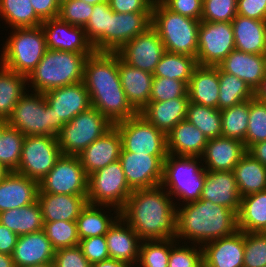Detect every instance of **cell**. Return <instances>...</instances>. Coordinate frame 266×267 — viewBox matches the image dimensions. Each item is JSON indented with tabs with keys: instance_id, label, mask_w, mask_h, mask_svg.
I'll return each instance as SVG.
<instances>
[{
	"instance_id": "cell-24",
	"label": "cell",
	"mask_w": 266,
	"mask_h": 267,
	"mask_svg": "<svg viewBox=\"0 0 266 267\" xmlns=\"http://www.w3.org/2000/svg\"><path fill=\"white\" fill-rule=\"evenodd\" d=\"M224 72L243 80L254 92L266 74V54L234 49L219 65Z\"/></svg>"
},
{
	"instance_id": "cell-17",
	"label": "cell",
	"mask_w": 266,
	"mask_h": 267,
	"mask_svg": "<svg viewBox=\"0 0 266 267\" xmlns=\"http://www.w3.org/2000/svg\"><path fill=\"white\" fill-rule=\"evenodd\" d=\"M43 94L47 104L56 114V122L61 127L91 107L89 93L83 81L55 88Z\"/></svg>"
},
{
	"instance_id": "cell-52",
	"label": "cell",
	"mask_w": 266,
	"mask_h": 267,
	"mask_svg": "<svg viewBox=\"0 0 266 267\" xmlns=\"http://www.w3.org/2000/svg\"><path fill=\"white\" fill-rule=\"evenodd\" d=\"M237 15V0H203L201 21L232 22Z\"/></svg>"
},
{
	"instance_id": "cell-25",
	"label": "cell",
	"mask_w": 266,
	"mask_h": 267,
	"mask_svg": "<svg viewBox=\"0 0 266 267\" xmlns=\"http://www.w3.org/2000/svg\"><path fill=\"white\" fill-rule=\"evenodd\" d=\"M39 182L11 171L0 181V213L38 200Z\"/></svg>"
},
{
	"instance_id": "cell-15",
	"label": "cell",
	"mask_w": 266,
	"mask_h": 267,
	"mask_svg": "<svg viewBox=\"0 0 266 267\" xmlns=\"http://www.w3.org/2000/svg\"><path fill=\"white\" fill-rule=\"evenodd\" d=\"M166 157L135 154L122 149L119 161L129 187L137 190L160 186Z\"/></svg>"
},
{
	"instance_id": "cell-32",
	"label": "cell",
	"mask_w": 266,
	"mask_h": 267,
	"mask_svg": "<svg viewBox=\"0 0 266 267\" xmlns=\"http://www.w3.org/2000/svg\"><path fill=\"white\" fill-rule=\"evenodd\" d=\"M167 152L176 156H199L204 153L208 139L187 119L179 122L167 135Z\"/></svg>"
},
{
	"instance_id": "cell-7",
	"label": "cell",
	"mask_w": 266,
	"mask_h": 267,
	"mask_svg": "<svg viewBox=\"0 0 266 267\" xmlns=\"http://www.w3.org/2000/svg\"><path fill=\"white\" fill-rule=\"evenodd\" d=\"M0 56V65L26 77L35 69L47 51L41 26L13 28Z\"/></svg>"
},
{
	"instance_id": "cell-63",
	"label": "cell",
	"mask_w": 266,
	"mask_h": 267,
	"mask_svg": "<svg viewBox=\"0 0 266 267\" xmlns=\"http://www.w3.org/2000/svg\"><path fill=\"white\" fill-rule=\"evenodd\" d=\"M254 97L266 103V74L259 87L254 91Z\"/></svg>"
},
{
	"instance_id": "cell-22",
	"label": "cell",
	"mask_w": 266,
	"mask_h": 267,
	"mask_svg": "<svg viewBox=\"0 0 266 267\" xmlns=\"http://www.w3.org/2000/svg\"><path fill=\"white\" fill-rule=\"evenodd\" d=\"M247 153L244 142L228 137L208 139L202 157L206 171H233L235 165Z\"/></svg>"
},
{
	"instance_id": "cell-26",
	"label": "cell",
	"mask_w": 266,
	"mask_h": 267,
	"mask_svg": "<svg viewBox=\"0 0 266 267\" xmlns=\"http://www.w3.org/2000/svg\"><path fill=\"white\" fill-rule=\"evenodd\" d=\"M118 71L127 101L140 113L150 102L153 73L128 65L119 55Z\"/></svg>"
},
{
	"instance_id": "cell-53",
	"label": "cell",
	"mask_w": 266,
	"mask_h": 267,
	"mask_svg": "<svg viewBox=\"0 0 266 267\" xmlns=\"http://www.w3.org/2000/svg\"><path fill=\"white\" fill-rule=\"evenodd\" d=\"M179 241L171 246L168 267H203L202 246H180Z\"/></svg>"
},
{
	"instance_id": "cell-62",
	"label": "cell",
	"mask_w": 266,
	"mask_h": 267,
	"mask_svg": "<svg viewBox=\"0 0 266 267\" xmlns=\"http://www.w3.org/2000/svg\"><path fill=\"white\" fill-rule=\"evenodd\" d=\"M91 267H130V266L124 262L117 261L113 258H108L101 262L92 264Z\"/></svg>"
},
{
	"instance_id": "cell-31",
	"label": "cell",
	"mask_w": 266,
	"mask_h": 267,
	"mask_svg": "<svg viewBox=\"0 0 266 267\" xmlns=\"http://www.w3.org/2000/svg\"><path fill=\"white\" fill-rule=\"evenodd\" d=\"M189 102L188 97L149 102L139 114L167 135L179 122L186 119Z\"/></svg>"
},
{
	"instance_id": "cell-39",
	"label": "cell",
	"mask_w": 266,
	"mask_h": 267,
	"mask_svg": "<svg viewBox=\"0 0 266 267\" xmlns=\"http://www.w3.org/2000/svg\"><path fill=\"white\" fill-rule=\"evenodd\" d=\"M197 65L196 58L193 56L165 51L156 65L153 77L176 79L184 81L188 85Z\"/></svg>"
},
{
	"instance_id": "cell-64",
	"label": "cell",
	"mask_w": 266,
	"mask_h": 267,
	"mask_svg": "<svg viewBox=\"0 0 266 267\" xmlns=\"http://www.w3.org/2000/svg\"><path fill=\"white\" fill-rule=\"evenodd\" d=\"M0 267H16L12 255L0 253Z\"/></svg>"
},
{
	"instance_id": "cell-41",
	"label": "cell",
	"mask_w": 266,
	"mask_h": 267,
	"mask_svg": "<svg viewBox=\"0 0 266 267\" xmlns=\"http://www.w3.org/2000/svg\"><path fill=\"white\" fill-rule=\"evenodd\" d=\"M253 97L254 92L243 80L224 72L219 67V99L217 108L220 111L250 100Z\"/></svg>"
},
{
	"instance_id": "cell-49",
	"label": "cell",
	"mask_w": 266,
	"mask_h": 267,
	"mask_svg": "<svg viewBox=\"0 0 266 267\" xmlns=\"http://www.w3.org/2000/svg\"><path fill=\"white\" fill-rule=\"evenodd\" d=\"M266 266V232H244L243 267Z\"/></svg>"
},
{
	"instance_id": "cell-59",
	"label": "cell",
	"mask_w": 266,
	"mask_h": 267,
	"mask_svg": "<svg viewBox=\"0 0 266 267\" xmlns=\"http://www.w3.org/2000/svg\"><path fill=\"white\" fill-rule=\"evenodd\" d=\"M36 15L42 20L57 18L60 3L57 0H30Z\"/></svg>"
},
{
	"instance_id": "cell-36",
	"label": "cell",
	"mask_w": 266,
	"mask_h": 267,
	"mask_svg": "<svg viewBox=\"0 0 266 267\" xmlns=\"http://www.w3.org/2000/svg\"><path fill=\"white\" fill-rule=\"evenodd\" d=\"M0 223L18 236L43 230L42 210L38 200L21 208L1 212Z\"/></svg>"
},
{
	"instance_id": "cell-5",
	"label": "cell",
	"mask_w": 266,
	"mask_h": 267,
	"mask_svg": "<svg viewBox=\"0 0 266 267\" xmlns=\"http://www.w3.org/2000/svg\"><path fill=\"white\" fill-rule=\"evenodd\" d=\"M200 23L201 20L169 10L160 0L154 1L151 26L160 36L165 51L196 58Z\"/></svg>"
},
{
	"instance_id": "cell-40",
	"label": "cell",
	"mask_w": 266,
	"mask_h": 267,
	"mask_svg": "<svg viewBox=\"0 0 266 267\" xmlns=\"http://www.w3.org/2000/svg\"><path fill=\"white\" fill-rule=\"evenodd\" d=\"M0 17L13 28L41 26L30 0H0Z\"/></svg>"
},
{
	"instance_id": "cell-69",
	"label": "cell",
	"mask_w": 266,
	"mask_h": 267,
	"mask_svg": "<svg viewBox=\"0 0 266 267\" xmlns=\"http://www.w3.org/2000/svg\"><path fill=\"white\" fill-rule=\"evenodd\" d=\"M59 3H62V2H64V1H66V0H57Z\"/></svg>"
},
{
	"instance_id": "cell-46",
	"label": "cell",
	"mask_w": 266,
	"mask_h": 267,
	"mask_svg": "<svg viewBox=\"0 0 266 267\" xmlns=\"http://www.w3.org/2000/svg\"><path fill=\"white\" fill-rule=\"evenodd\" d=\"M24 138L22 132L9 125L3 130L0 139V163L10 171L18 169Z\"/></svg>"
},
{
	"instance_id": "cell-1",
	"label": "cell",
	"mask_w": 266,
	"mask_h": 267,
	"mask_svg": "<svg viewBox=\"0 0 266 267\" xmlns=\"http://www.w3.org/2000/svg\"><path fill=\"white\" fill-rule=\"evenodd\" d=\"M83 83L88 90L91 107L112 124L137 114L121 86L117 53L94 52L88 56L84 64Z\"/></svg>"
},
{
	"instance_id": "cell-30",
	"label": "cell",
	"mask_w": 266,
	"mask_h": 267,
	"mask_svg": "<svg viewBox=\"0 0 266 267\" xmlns=\"http://www.w3.org/2000/svg\"><path fill=\"white\" fill-rule=\"evenodd\" d=\"M187 94L192 103L217 108L219 99V66L197 65L189 80Z\"/></svg>"
},
{
	"instance_id": "cell-28",
	"label": "cell",
	"mask_w": 266,
	"mask_h": 267,
	"mask_svg": "<svg viewBox=\"0 0 266 267\" xmlns=\"http://www.w3.org/2000/svg\"><path fill=\"white\" fill-rule=\"evenodd\" d=\"M201 200L223 205L236 213L240 208L239 194L233 171H206Z\"/></svg>"
},
{
	"instance_id": "cell-47",
	"label": "cell",
	"mask_w": 266,
	"mask_h": 267,
	"mask_svg": "<svg viewBox=\"0 0 266 267\" xmlns=\"http://www.w3.org/2000/svg\"><path fill=\"white\" fill-rule=\"evenodd\" d=\"M43 230L55 250L79 245L76 221L43 222Z\"/></svg>"
},
{
	"instance_id": "cell-67",
	"label": "cell",
	"mask_w": 266,
	"mask_h": 267,
	"mask_svg": "<svg viewBox=\"0 0 266 267\" xmlns=\"http://www.w3.org/2000/svg\"><path fill=\"white\" fill-rule=\"evenodd\" d=\"M88 4H91V5H96V4H100V3H103V2H108V0H82Z\"/></svg>"
},
{
	"instance_id": "cell-23",
	"label": "cell",
	"mask_w": 266,
	"mask_h": 267,
	"mask_svg": "<svg viewBox=\"0 0 266 267\" xmlns=\"http://www.w3.org/2000/svg\"><path fill=\"white\" fill-rule=\"evenodd\" d=\"M105 237L109 257L135 267L142 240L121 216L110 227Z\"/></svg>"
},
{
	"instance_id": "cell-42",
	"label": "cell",
	"mask_w": 266,
	"mask_h": 267,
	"mask_svg": "<svg viewBox=\"0 0 266 267\" xmlns=\"http://www.w3.org/2000/svg\"><path fill=\"white\" fill-rule=\"evenodd\" d=\"M186 119L198 128L207 139L222 136V120L218 108L189 102Z\"/></svg>"
},
{
	"instance_id": "cell-68",
	"label": "cell",
	"mask_w": 266,
	"mask_h": 267,
	"mask_svg": "<svg viewBox=\"0 0 266 267\" xmlns=\"http://www.w3.org/2000/svg\"><path fill=\"white\" fill-rule=\"evenodd\" d=\"M28 267H54V264H53V262H50V263L37 264V265H33V266H28Z\"/></svg>"
},
{
	"instance_id": "cell-44",
	"label": "cell",
	"mask_w": 266,
	"mask_h": 267,
	"mask_svg": "<svg viewBox=\"0 0 266 267\" xmlns=\"http://www.w3.org/2000/svg\"><path fill=\"white\" fill-rule=\"evenodd\" d=\"M176 241V238L141 241L135 267H168L170 249Z\"/></svg>"
},
{
	"instance_id": "cell-34",
	"label": "cell",
	"mask_w": 266,
	"mask_h": 267,
	"mask_svg": "<svg viewBox=\"0 0 266 267\" xmlns=\"http://www.w3.org/2000/svg\"><path fill=\"white\" fill-rule=\"evenodd\" d=\"M237 227L243 232H266V190L241 197Z\"/></svg>"
},
{
	"instance_id": "cell-43",
	"label": "cell",
	"mask_w": 266,
	"mask_h": 267,
	"mask_svg": "<svg viewBox=\"0 0 266 267\" xmlns=\"http://www.w3.org/2000/svg\"><path fill=\"white\" fill-rule=\"evenodd\" d=\"M250 100L220 111L222 136L244 141L249 120Z\"/></svg>"
},
{
	"instance_id": "cell-66",
	"label": "cell",
	"mask_w": 266,
	"mask_h": 267,
	"mask_svg": "<svg viewBox=\"0 0 266 267\" xmlns=\"http://www.w3.org/2000/svg\"><path fill=\"white\" fill-rule=\"evenodd\" d=\"M8 126L6 120H0V139L2 137L3 130Z\"/></svg>"
},
{
	"instance_id": "cell-38",
	"label": "cell",
	"mask_w": 266,
	"mask_h": 267,
	"mask_svg": "<svg viewBox=\"0 0 266 267\" xmlns=\"http://www.w3.org/2000/svg\"><path fill=\"white\" fill-rule=\"evenodd\" d=\"M0 66V120L7 121L14 106L29 90L25 87L27 85L26 76Z\"/></svg>"
},
{
	"instance_id": "cell-48",
	"label": "cell",
	"mask_w": 266,
	"mask_h": 267,
	"mask_svg": "<svg viewBox=\"0 0 266 267\" xmlns=\"http://www.w3.org/2000/svg\"><path fill=\"white\" fill-rule=\"evenodd\" d=\"M266 141V103L255 97L250 99L249 120L244 142L246 149Z\"/></svg>"
},
{
	"instance_id": "cell-20",
	"label": "cell",
	"mask_w": 266,
	"mask_h": 267,
	"mask_svg": "<svg viewBox=\"0 0 266 267\" xmlns=\"http://www.w3.org/2000/svg\"><path fill=\"white\" fill-rule=\"evenodd\" d=\"M203 267H243L244 232L215 239L202 246Z\"/></svg>"
},
{
	"instance_id": "cell-2",
	"label": "cell",
	"mask_w": 266,
	"mask_h": 267,
	"mask_svg": "<svg viewBox=\"0 0 266 267\" xmlns=\"http://www.w3.org/2000/svg\"><path fill=\"white\" fill-rule=\"evenodd\" d=\"M160 185L133 190L120 216L143 240L176 238V202Z\"/></svg>"
},
{
	"instance_id": "cell-21",
	"label": "cell",
	"mask_w": 266,
	"mask_h": 267,
	"mask_svg": "<svg viewBox=\"0 0 266 267\" xmlns=\"http://www.w3.org/2000/svg\"><path fill=\"white\" fill-rule=\"evenodd\" d=\"M122 140L118 129L113 125L105 134L96 139L79 155L83 169L89 176L98 169L119 160Z\"/></svg>"
},
{
	"instance_id": "cell-12",
	"label": "cell",
	"mask_w": 266,
	"mask_h": 267,
	"mask_svg": "<svg viewBox=\"0 0 266 267\" xmlns=\"http://www.w3.org/2000/svg\"><path fill=\"white\" fill-rule=\"evenodd\" d=\"M61 156L57 137L25 136L20 164L15 172L40 182Z\"/></svg>"
},
{
	"instance_id": "cell-61",
	"label": "cell",
	"mask_w": 266,
	"mask_h": 267,
	"mask_svg": "<svg viewBox=\"0 0 266 267\" xmlns=\"http://www.w3.org/2000/svg\"><path fill=\"white\" fill-rule=\"evenodd\" d=\"M247 153L266 167V141L251 145Z\"/></svg>"
},
{
	"instance_id": "cell-60",
	"label": "cell",
	"mask_w": 266,
	"mask_h": 267,
	"mask_svg": "<svg viewBox=\"0 0 266 267\" xmlns=\"http://www.w3.org/2000/svg\"><path fill=\"white\" fill-rule=\"evenodd\" d=\"M18 235L0 223V253L12 255Z\"/></svg>"
},
{
	"instance_id": "cell-50",
	"label": "cell",
	"mask_w": 266,
	"mask_h": 267,
	"mask_svg": "<svg viewBox=\"0 0 266 267\" xmlns=\"http://www.w3.org/2000/svg\"><path fill=\"white\" fill-rule=\"evenodd\" d=\"M187 87L188 85L184 81L166 77H153L150 102L188 97Z\"/></svg>"
},
{
	"instance_id": "cell-35",
	"label": "cell",
	"mask_w": 266,
	"mask_h": 267,
	"mask_svg": "<svg viewBox=\"0 0 266 267\" xmlns=\"http://www.w3.org/2000/svg\"><path fill=\"white\" fill-rule=\"evenodd\" d=\"M233 172L241 197L266 190V167L249 153L239 160Z\"/></svg>"
},
{
	"instance_id": "cell-54",
	"label": "cell",
	"mask_w": 266,
	"mask_h": 267,
	"mask_svg": "<svg viewBox=\"0 0 266 267\" xmlns=\"http://www.w3.org/2000/svg\"><path fill=\"white\" fill-rule=\"evenodd\" d=\"M78 246L91 265L110 258L105 235L81 239Z\"/></svg>"
},
{
	"instance_id": "cell-13",
	"label": "cell",
	"mask_w": 266,
	"mask_h": 267,
	"mask_svg": "<svg viewBox=\"0 0 266 267\" xmlns=\"http://www.w3.org/2000/svg\"><path fill=\"white\" fill-rule=\"evenodd\" d=\"M88 175L78 155H63L39 182L38 193L87 196Z\"/></svg>"
},
{
	"instance_id": "cell-11",
	"label": "cell",
	"mask_w": 266,
	"mask_h": 267,
	"mask_svg": "<svg viewBox=\"0 0 266 267\" xmlns=\"http://www.w3.org/2000/svg\"><path fill=\"white\" fill-rule=\"evenodd\" d=\"M113 125L121 136L124 151L152 156L168 155L166 134L139 113Z\"/></svg>"
},
{
	"instance_id": "cell-16",
	"label": "cell",
	"mask_w": 266,
	"mask_h": 267,
	"mask_svg": "<svg viewBox=\"0 0 266 267\" xmlns=\"http://www.w3.org/2000/svg\"><path fill=\"white\" fill-rule=\"evenodd\" d=\"M164 52L165 48L160 36L150 26L116 53L128 65L153 73Z\"/></svg>"
},
{
	"instance_id": "cell-37",
	"label": "cell",
	"mask_w": 266,
	"mask_h": 267,
	"mask_svg": "<svg viewBox=\"0 0 266 267\" xmlns=\"http://www.w3.org/2000/svg\"><path fill=\"white\" fill-rule=\"evenodd\" d=\"M110 207L111 206L93 205L87 203L76 219L77 233L80 240L84 238L105 235L108 232L110 227L120 217V215L113 217V213L110 215L106 214V212H109L105 211L104 209L106 208L107 210Z\"/></svg>"
},
{
	"instance_id": "cell-9",
	"label": "cell",
	"mask_w": 266,
	"mask_h": 267,
	"mask_svg": "<svg viewBox=\"0 0 266 267\" xmlns=\"http://www.w3.org/2000/svg\"><path fill=\"white\" fill-rule=\"evenodd\" d=\"M132 191L119 160L88 176V203L111 206L110 213L114 210L115 215H120Z\"/></svg>"
},
{
	"instance_id": "cell-14",
	"label": "cell",
	"mask_w": 266,
	"mask_h": 267,
	"mask_svg": "<svg viewBox=\"0 0 266 267\" xmlns=\"http://www.w3.org/2000/svg\"><path fill=\"white\" fill-rule=\"evenodd\" d=\"M235 49L231 22L201 21L196 61L202 66H218Z\"/></svg>"
},
{
	"instance_id": "cell-6",
	"label": "cell",
	"mask_w": 266,
	"mask_h": 267,
	"mask_svg": "<svg viewBox=\"0 0 266 267\" xmlns=\"http://www.w3.org/2000/svg\"><path fill=\"white\" fill-rule=\"evenodd\" d=\"M199 163H202L199 156L168 154L163 163L161 186L184 204L199 200L206 179V170Z\"/></svg>"
},
{
	"instance_id": "cell-58",
	"label": "cell",
	"mask_w": 266,
	"mask_h": 267,
	"mask_svg": "<svg viewBox=\"0 0 266 267\" xmlns=\"http://www.w3.org/2000/svg\"><path fill=\"white\" fill-rule=\"evenodd\" d=\"M237 15L266 21V0H237Z\"/></svg>"
},
{
	"instance_id": "cell-29",
	"label": "cell",
	"mask_w": 266,
	"mask_h": 267,
	"mask_svg": "<svg viewBox=\"0 0 266 267\" xmlns=\"http://www.w3.org/2000/svg\"><path fill=\"white\" fill-rule=\"evenodd\" d=\"M43 222L76 221L87 205V196L38 193Z\"/></svg>"
},
{
	"instance_id": "cell-19",
	"label": "cell",
	"mask_w": 266,
	"mask_h": 267,
	"mask_svg": "<svg viewBox=\"0 0 266 267\" xmlns=\"http://www.w3.org/2000/svg\"><path fill=\"white\" fill-rule=\"evenodd\" d=\"M152 13H116L109 16L105 30V52L116 53L127 42L151 26Z\"/></svg>"
},
{
	"instance_id": "cell-8",
	"label": "cell",
	"mask_w": 266,
	"mask_h": 267,
	"mask_svg": "<svg viewBox=\"0 0 266 267\" xmlns=\"http://www.w3.org/2000/svg\"><path fill=\"white\" fill-rule=\"evenodd\" d=\"M31 92L25 93L14 106L7 119L8 125L25 136L57 137L62 127L56 122L54 110L47 104L43 93Z\"/></svg>"
},
{
	"instance_id": "cell-45",
	"label": "cell",
	"mask_w": 266,
	"mask_h": 267,
	"mask_svg": "<svg viewBox=\"0 0 266 267\" xmlns=\"http://www.w3.org/2000/svg\"><path fill=\"white\" fill-rule=\"evenodd\" d=\"M112 15L113 10L108 2L94 5L93 13L84 30L95 52H105V30H108L109 16Z\"/></svg>"
},
{
	"instance_id": "cell-55",
	"label": "cell",
	"mask_w": 266,
	"mask_h": 267,
	"mask_svg": "<svg viewBox=\"0 0 266 267\" xmlns=\"http://www.w3.org/2000/svg\"><path fill=\"white\" fill-rule=\"evenodd\" d=\"M53 264L54 267H91L79 246L56 250Z\"/></svg>"
},
{
	"instance_id": "cell-33",
	"label": "cell",
	"mask_w": 266,
	"mask_h": 267,
	"mask_svg": "<svg viewBox=\"0 0 266 267\" xmlns=\"http://www.w3.org/2000/svg\"><path fill=\"white\" fill-rule=\"evenodd\" d=\"M231 24L235 49L245 53L266 54V21L236 15Z\"/></svg>"
},
{
	"instance_id": "cell-3",
	"label": "cell",
	"mask_w": 266,
	"mask_h": 267,
	"mask_svg": "<svg viewBox=\"0 0 266 267\" xmlns=\"http://www.w3.org/2000/svg\"><path fill=\"white\" fill-rule=\"evenodd\" d=\"M179 206V207H178ZM176 206V239L203 246L230 236L237 230V213L209 200H197Z\"/></svg>"
},
{
	"instance_id": "cell-57",
	"label": "cell",
	"mask_w": 266,
	"mask_h": 267,
	"mask_svg": "<svg viewBox=\"0 0 266 267\" xmlns=\"http://www.w3.org/2000/svg\"><path fill=\"white\" fill-rule=\"evenodd\" d=\"M155 0H108L116 13H152Z\"/></svg>"
},
{
	"instance_id": "cell-56",
	"label": "cell",
	"mask_w": 266,
	"mask_h": 267,
	"mask_svg": "<svg viewBox=\"0 0 266 267\" xmlns=\"http://www.w3.org/2000/svg\"><path fill=\"white\" fill-rule=\"evenodd\" d=\"M169 10L201 20L203 0H160Z\"/></svg>"
},
{
	"instance_id": "cell-10",
	"label": "cell",
	"mask_w": 266,
	"mask_h": 267,
	"mask_svg": "<svg viewBox=\"0 0 266 267\" xmlns=\"http://www.w3.org/2000/svg\"><path fill=\"white\" fill-rule=\"evenodd\" d=\"M113 124L97 109L90 107L65 123L57 135L63 155H79Z\"/></svg>"
},
{
	"instance_id": "cell-4",
	"label": "cell",
	"mask_w": 266,
	"mask_h": 267,
	"mask_svg": "<svg viewBox=\"0 0 266 267\" xmlns=\"http://www.w3.org/2000/svg\"><path fill=\"white\" fill-rule=\"evenodd\" d=\"M93 53H73L47 49L41 61L27 77L33 92L45 93L55 88L83 81L86 58Z\"/></svg>"
},
{
	"instance_id": "cell-18",
	"label": "cell",
	"mask_w": 266,
	"mask_h": 267,
	"mask_svg": "<svg viewBox=\"0 0 266 267\" xmlns=\"http://www.w3.org/2000/svg\"><path fill=\"white\" fill-rule=\"evenodd\" d=\"M47 49L63 50L73 53H94L87 39L84 27L70 25L61 19L52 18L42 22Z\"/></svg>"
},
{
	"instance_id": "cell-27",
	"label": "cell",
	"mask_w": 266,
	"mask_h": 267,
	"mask_svg": "<svg viewBox=\"0 0 266 267\" xmlns=\"http://www.w3.org/2000/svg\"><path fill=\"white\" fill-rule=\"evenodd\" d=\"M56 250L44 230L18 236L12 253L16 267L53 262Z\"/></svg>"
},
{
	"instance_id": "cell-65",
	"label": "cell",
	"mask_w": 266,
	"mask_h": 267,
	"mask_svg": "<svg viewBox=\"0 0 266 267\" xmlns=\"http://www.w3.org/2000/svg\"><path fill=\"white\" fill-rule=\"evenodd\" d=\"M11 171L0 163V181H2Z\"/></svg>"
},
{
	"instance_id": "cell-51",
	"label": "cell",
	"mask_w": 266,
	"mask_h": 267,
	"mask_svg": "<svg viewBox=\"0 0 266 267\" xmlns=\"http://www.w3.org/2000/svg\"><path fill=\"white\" fill-rule=\"evenodd\" d=\"M93 9L94 5L82 0H66L60 3L58 18L70 25L85 27Z\"/></svg>"
}]
</instances>
